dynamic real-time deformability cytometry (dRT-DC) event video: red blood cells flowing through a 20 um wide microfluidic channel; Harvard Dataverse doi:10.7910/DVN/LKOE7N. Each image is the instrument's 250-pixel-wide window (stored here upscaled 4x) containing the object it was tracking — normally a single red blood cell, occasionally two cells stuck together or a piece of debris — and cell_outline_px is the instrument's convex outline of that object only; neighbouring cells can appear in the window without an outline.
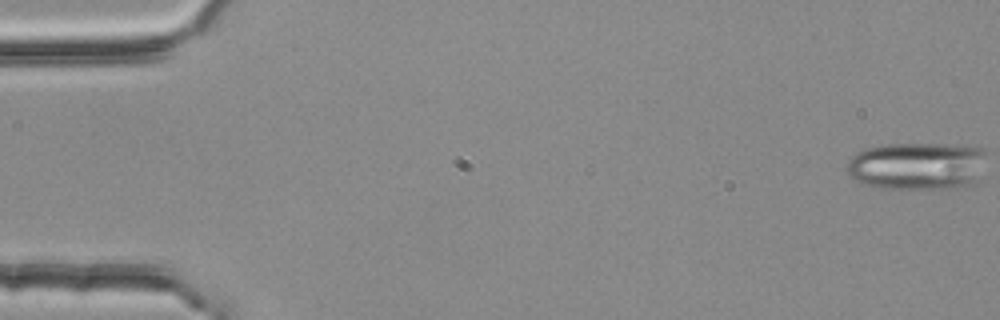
{"species": "common noctule bat (a hibernating species)", "species_latin": "Nyctalus noctula", "temperature_condition": "room temperature", "stored_images_in_passage": 54, "segment_of_instrument_passage": [1, 2], "camera_frame_rate_fps": 3000, "um_per_image_px": 0.085, "animal": {"sex": "female", "body_mass_g": 25.1}, "frame": {"image": 1, "passage_image": 1, "time_ms": 0.0, "image_size_px": [1000, 320], "cell_outline_px": [[984, 152], [972, 180], [968, 184], [920, 188], [876, 188], [864, 184], [856, 180], [844, 168], [848, 160], [856, 152], [864, 148], [888, 144], [960, 144], [984, 148]], "centroid_in_image_um": [77.78, 14.05], "position_along_channel_um": 7.2, "area_um2": 37.69}}